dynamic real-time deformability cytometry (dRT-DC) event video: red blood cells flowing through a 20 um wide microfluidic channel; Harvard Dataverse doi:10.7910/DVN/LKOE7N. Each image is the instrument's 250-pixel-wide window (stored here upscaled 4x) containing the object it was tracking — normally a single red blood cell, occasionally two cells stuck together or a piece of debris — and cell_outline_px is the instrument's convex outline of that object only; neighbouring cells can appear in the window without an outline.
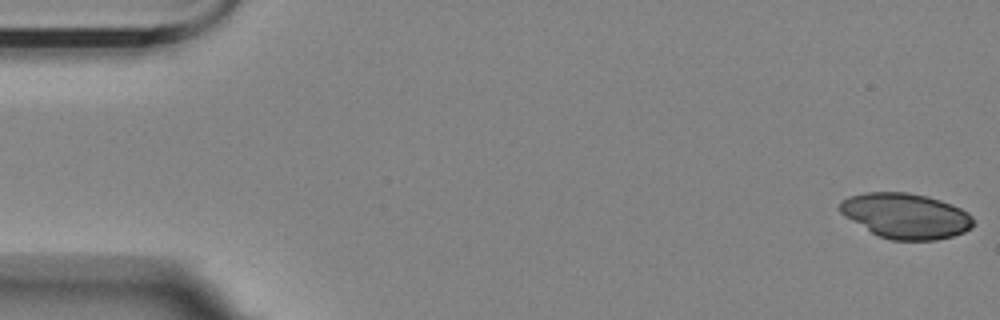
{"species": "Egyptian fruit bat (a non-hibernating species)", "species_latin": "Rousettus aegyptiacus", "temperature_condition": "room temperature", "stored_images_in_passage": 3, "segment_of_instrument_passage": [2, 2], "camera_frame_rate_fps": 3000, "um_per_image_px": 0.085, "animal": {"sex": "female"}, "frame": {"image": 1, "passage_image": 3, "time_ms": 3.333, "image_size_px": [1000, 320], "cell_outline_px": [[976, 224], [972, 228], [964, 232], [952, 236], [936, 240], [892, 240], [880, 236], [872, 232], [844, 216], [840, 212], [840, 204], [848, 196], [864, 192], [908, 192], [928, 196], [952, 204], [968, 212], [972, 216]], "centroid_in_image_um": [77.03, 18.34], "position_along_channel_um": 8.0, "area_um2": 35.26}}